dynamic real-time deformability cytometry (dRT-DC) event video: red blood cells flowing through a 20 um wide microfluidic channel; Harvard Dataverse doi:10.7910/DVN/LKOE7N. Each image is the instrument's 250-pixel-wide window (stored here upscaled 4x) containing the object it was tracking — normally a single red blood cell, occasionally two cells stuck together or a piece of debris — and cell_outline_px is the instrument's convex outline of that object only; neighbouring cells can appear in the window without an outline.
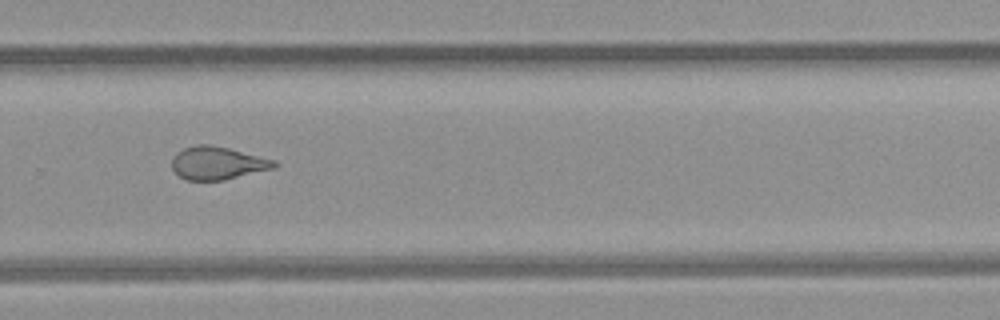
{"species": "common noctule bat (a hibernating species)", "species_latin": "Nyctalus noctula", "temperature_condition": "room temperature", "stored_images_in_passage": 40, "camera_frame_rate_fps": 3000, "um_per_image_px": 0.085, "animal": {"sex": "female", "body_mass_g": 21.9}, "frame": {"image": 1, "passage_image": 23, "time_ms": 7.333, "image_size_px": [1000, 320], "cell_outline_px": [[280, 164], [276, 168], [224, 180], [188, 180], [180, 176], [172, 168], [172, 160], [176, 152], [184, 148], [196, 144], [208, 144], [228, 148], [276, 160]], "centroid_in_image_um": [18.53, 13.86], "position_along_channel_um": 311.3, "area_um2": 19.71}, "authors_computed_cell_mechanics": {"area_um2": 20.6635, "velocity_mm_per_s": 3.872, "shape_relaxation_time_tau1_ms": null, "shape_relaxation_time_tau2_ms": 1.3232, "deformation_change_tau1": null, "deformation_change_tau2": 0.081}}